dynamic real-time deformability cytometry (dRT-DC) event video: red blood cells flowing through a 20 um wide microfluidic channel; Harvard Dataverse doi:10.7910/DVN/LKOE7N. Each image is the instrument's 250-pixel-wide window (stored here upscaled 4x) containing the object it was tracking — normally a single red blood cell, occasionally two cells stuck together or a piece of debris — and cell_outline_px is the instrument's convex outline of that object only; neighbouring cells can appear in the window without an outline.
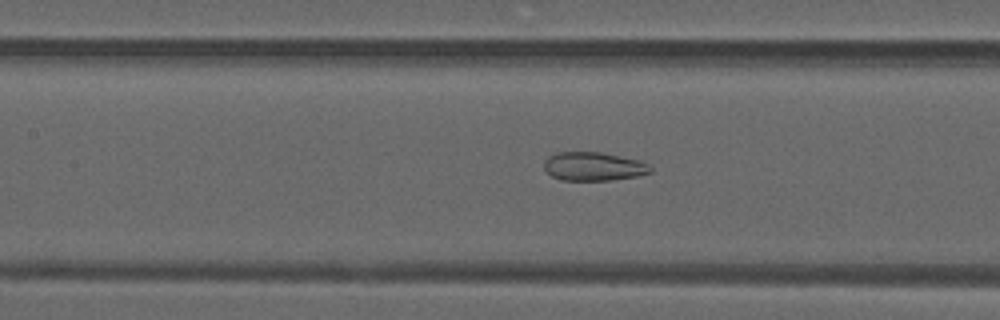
{"species": "common noctule bat (a hibernating species)", "species_latin": "Nyctalus noctula", "temperature_condition": "warm", "stored_images_in_passage": 32, "camera_frame_rate_fps": 3000, "um_per_image_px": 0.085, "animal": {"sex": "male", "forearm_length_mm": 52.5}, "frame": {"image": 1, "passage_image": 8, "time_ms": 2.333, "image_size_px": [1000, 320], "cell_outline_px": [[652, 172], [636, 176], [608, 180], [560, 180], [552, 176], [544, 168], [544, 160], [548, 156], [556, 152], [600, 152], [640, 160], [648, 164], [652, 168]], "centroid_in_image_um": [50.44, 14.14], "position_along_channel_um": 157.0, "area_um2": 17.74}}
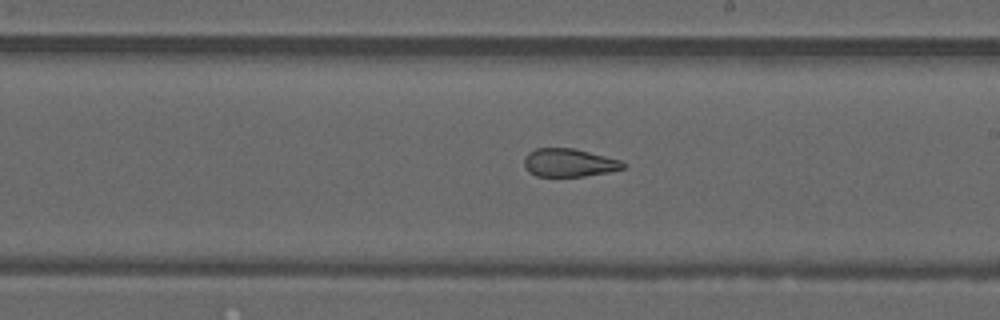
{"frame": {"image": 2, "passage_image": 14, "time_ms": 4.333, "image_size_px": [1000, 320], "cell_outline_px": [[628, 164], [624, 168], [608, 172], [584, 176], [536, 176], [528, 172], [524, 164], [524, 160], [528, 152], [536, 148], [572, 148], [620, 160]], "centroid_in_image_um": [48.36, 13.83], "position_along_channel_um": 240.6, "area_um2": 16.13}}
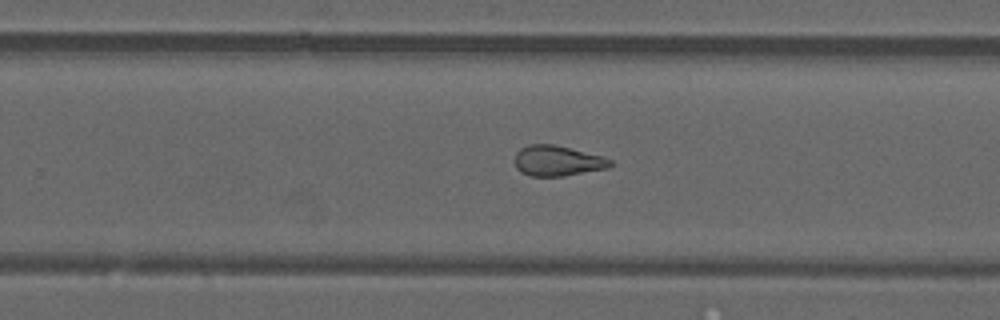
{"frame": {"image": 3, "passage_image": 17, "time_ms": 5.333, "image_size_px": [1000, 320], "cell_outline_px": [[612, 164], [608, 168], [564, 176], [532, 176], [520, 172], [516, 168], [516, 152], [520, 148], [528, 144], [552, 144], [600, 156], [612, 160]], "centroid_in_image_um": [47.35, 13.68], "position_along_channel_um": 282.4, "area_um2": 16.7}, "authors_computed_cell_mechanics": {"area_um2": 17.2533, "velocity_mm_per_s": 4.2014, "shape_relaxation_time_tau1_ms": null, "shape_relaxation_time_tau2_ms": 1.8157, "deformation_change_tau1": null, "deformation_change_tau2": 0.0957}}